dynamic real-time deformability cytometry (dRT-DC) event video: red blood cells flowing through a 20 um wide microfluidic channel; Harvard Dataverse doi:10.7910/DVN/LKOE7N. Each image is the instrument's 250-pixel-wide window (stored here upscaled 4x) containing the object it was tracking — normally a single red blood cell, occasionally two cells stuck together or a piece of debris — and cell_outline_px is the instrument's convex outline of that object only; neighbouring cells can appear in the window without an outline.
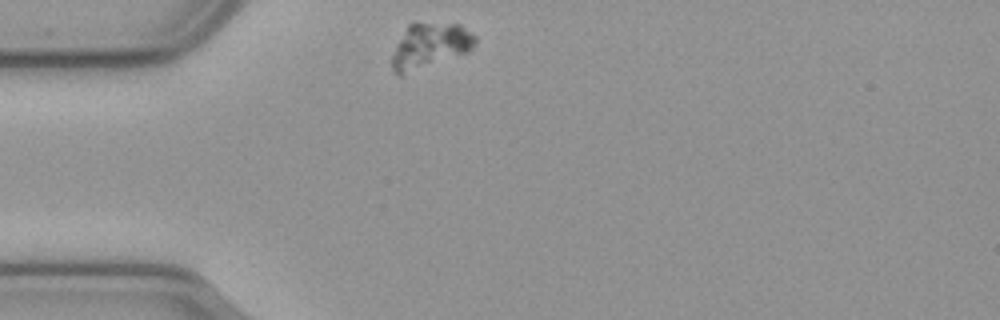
{"species": "common noctule bat (a hibernating species)", "species_latin": "Nyctalus noctula", "temperature_condition": "cold", "stored_images_in_passage": 37, "camera_frame_rate_fps": 3000, "um_per_image_px": 0.085, "animal": {"sex": "male", "body_mass_g": 23.1, "forearm_length_mm": 52.7}, "frame": {"image": 1, "passage_image": 1, "time_ms": 0.0, "image_size_px": [1000, 320], "cell_outline_px": [[476, 44], [468, 52], [400, 76], [392, 68], [392, 56], [396, 44], [408, 24], [416, 20], [460, 24], [476, 36]], "centroid_in_image_um": [36.55, 3.83], "position_along_channel_um": 48.5, "area_um2": 22.25}}
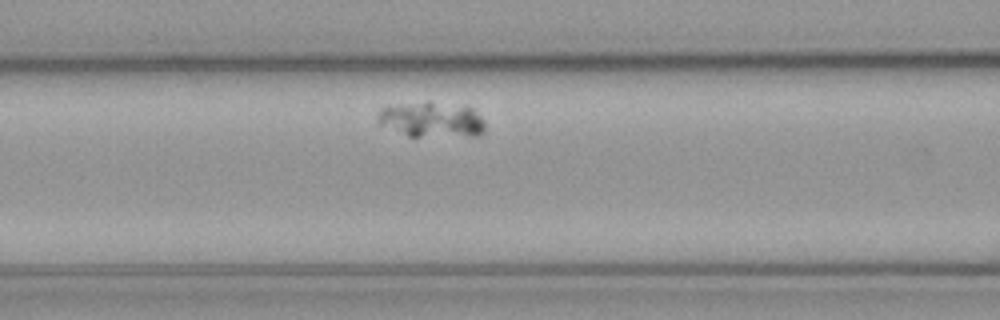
{"frame": {"image": 2, "passage_image": 10, "time_ms": 3.0, "image_size_px": [1000, 320], "cell_outline_px": [[484, 132], [480, 136], [408, 136], [380, 124], [376, 120], [380, 108], [428, 100], [472, 108], [484, 120]], "centroid_in_image_um": [36.71, 10.17], "position_along_channel_um": 129.9, "area_um2": 22.14}}
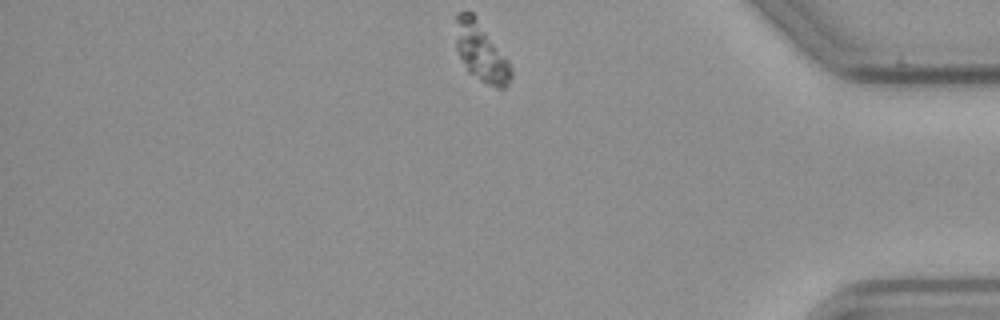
{"frame": {"image": 3, "passage_image": 37, "time_ms": 12.0, "image_size_px": [1000, 320], "cell_outline_px": [[512, 76], [508, 88], [496, 88], [480, 80], [468, 72], [456, 48], [456, 16], [460, 12], [472, 12], [508, 60], [512, 68]], "centroid_in_image_um": [40.91, 4.46], "position_along_channel_um": 394.3, "area_um2": 18.84}}